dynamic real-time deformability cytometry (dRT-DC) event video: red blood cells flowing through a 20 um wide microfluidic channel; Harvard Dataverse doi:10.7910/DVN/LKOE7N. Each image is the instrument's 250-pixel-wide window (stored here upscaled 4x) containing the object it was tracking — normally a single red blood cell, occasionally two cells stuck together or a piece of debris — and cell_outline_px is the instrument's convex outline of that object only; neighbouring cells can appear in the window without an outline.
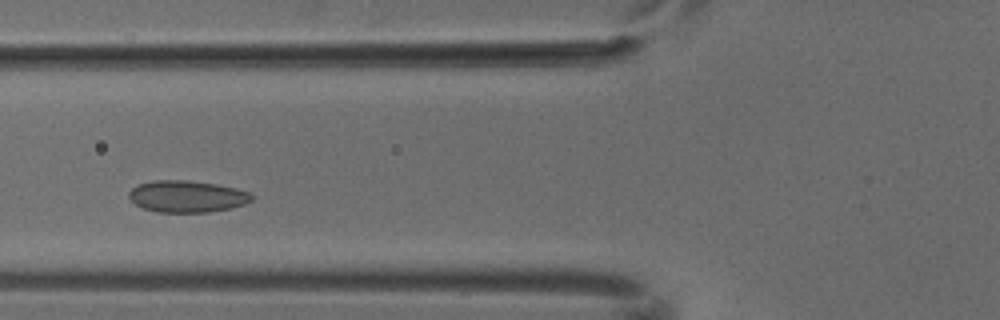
{"species": "common noctule bat (a hibernating species)", "species_latin": "Nyctalus noctula", "temperature_condition": "cold", "stored_images_in_passage": 3, "camera_frame_rate_fps": 3000, "um_per_image_px": 0.085, "animal": {"sex": "male", "body_mass_g": 18.8}, "frame": {"image": 1, "passage_image": 3, "time_ms": 0.667, "image_size_px": [1000, 320], "cell_outline_px": [[252, 200], [244, 204], [232, 208], [208, 212], [156, 212], [144, 208], [136, 204], [128, 196], [128, 192], [136, 184], [152, 180], [188, 180], [216, 184], [236, 188], [252, 192]], "centroid_in_image_um": [15.89, 16.68], "position_along_channel_um": 109.9, "area_um2": 22.89}}